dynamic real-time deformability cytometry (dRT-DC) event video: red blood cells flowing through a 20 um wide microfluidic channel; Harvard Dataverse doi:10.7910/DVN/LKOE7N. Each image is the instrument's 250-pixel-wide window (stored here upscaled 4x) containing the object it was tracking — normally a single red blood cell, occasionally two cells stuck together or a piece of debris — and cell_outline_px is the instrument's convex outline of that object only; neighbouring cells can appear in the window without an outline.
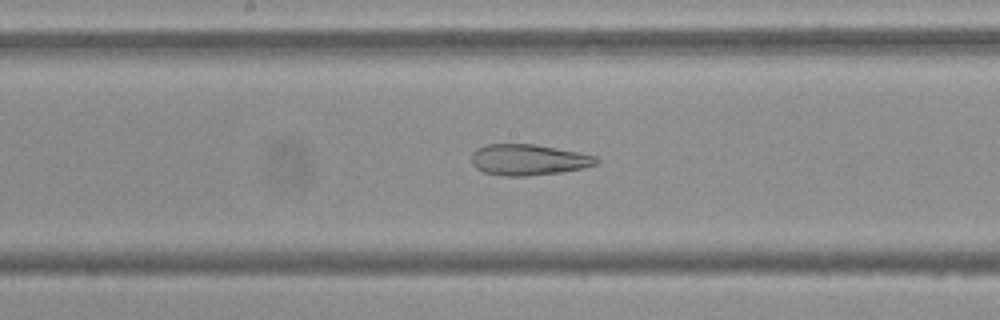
{"species": "Egyptian fruit bat (a non-hibernating species)", "species_latin": "Rousettus aegyptiacus", "temperature_condition": "cold", "stored_images_in_passage": 47, "camera_frame_rate_fps": 3000, "um_per_image_px": 0.085, "frame": {"image": 1, "passage_image": 25, "time_ms": 8.0, "image_size_px": [1000, 320], "cell_outline_px": [[600, 160], [596, 164], [584, 168], [560, 172], [528, 176], [504, 176], [484, 172], [476, 168], [472, 164], [472, 152], [476, 148], [484, 144], [536, 144], [596, 156]], "centroid_in_image_um": [44.89, 13.58], "position_along_channel_um": 203.3, "area_um2": 22.6}}
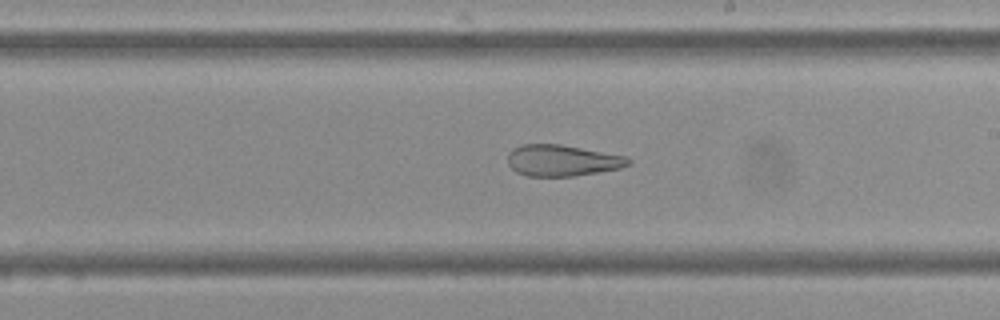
{"frame": {"image": 2, "passage_image": 28, "time_ms": 9.0, "image_size_px": [1000, 320], "cell_outline_px": [[632, 164], [620, 168], [572, 176], [528, 176], [516, 172], [508, 164], [508, 152], [512, 148], [520, 144], [560, 144], [628, 156], [632, 160]], "centroid_in_image_um": [47.79, 13.63], "position_along_channel_um": 241.2, "area_um2": 22.14}}
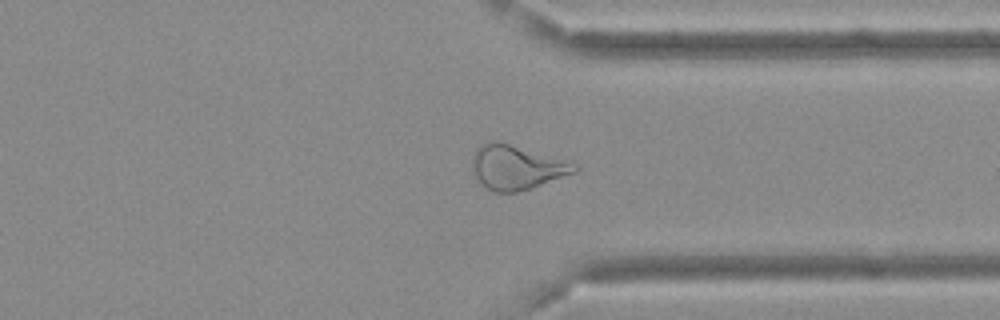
{"frame": {"image": 3, "passage_image": 38, "time_ms": 12.333, "image_size_px": [1000, 320], "cell_outline_px": [[580, 168], [576, 172], [532, 188], [516, 192], [492, 192], [480, 180], [472, 168], [472, 156], [476, 148], [480, 144], [492, 140], [496, 140], [572, 160], [580, 164]], "centroid_in_image_um": [43.99, 14.18], "position_along_channel_um": 367.4, "area_um2": 26.88}, "authors_computed_cell_mechanics": {"area_um2": 27.5706, "velocity_mm_per_s": 3.8086, "shape_relaxation_time_tau1_ms": null, "shape_relaxation_time_tau2_ms": 3.1888, "deformation_change_tau1": null, "deformation_change_tau2": 0.1329}}